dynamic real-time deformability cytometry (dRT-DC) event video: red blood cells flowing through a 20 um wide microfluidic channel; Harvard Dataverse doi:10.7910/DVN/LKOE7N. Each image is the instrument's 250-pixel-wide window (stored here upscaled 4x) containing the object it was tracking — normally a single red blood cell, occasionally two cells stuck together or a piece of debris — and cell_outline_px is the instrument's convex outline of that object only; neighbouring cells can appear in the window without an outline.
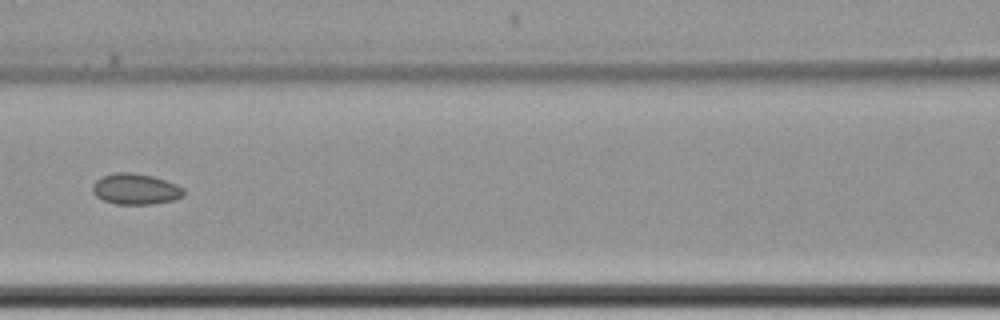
{"species": "common noctule bat (a hibernating species)", "species_latin": "Nyctalus noctula", "temperature_condition": "cold", "stored_images_in_passage": 10, "camera_frame_rate_fps": 3000, "um_per_image_px": 0.085, "animal": {"sex": "female", "body_mass_g": 22.7, "forearm_length_mm": 54.2}, "frame": {"image": 1, "passage_image": 9, "time_ms": 9.667, "image_size_px": [1000, 320], "cell_outline_px": [[184, 196], [176, 200], [152, 204], [116, 204], [104, 200], [96, 196], [92, 192], [92, 184], [96, 180], [112, 172], [132, 172], [152, 176], [176, 184], [184, 188]], "centroid_in_image_um": [11.53, 16.07], "position_along_channel_um": 155.1, "area_um2": 16.53}}
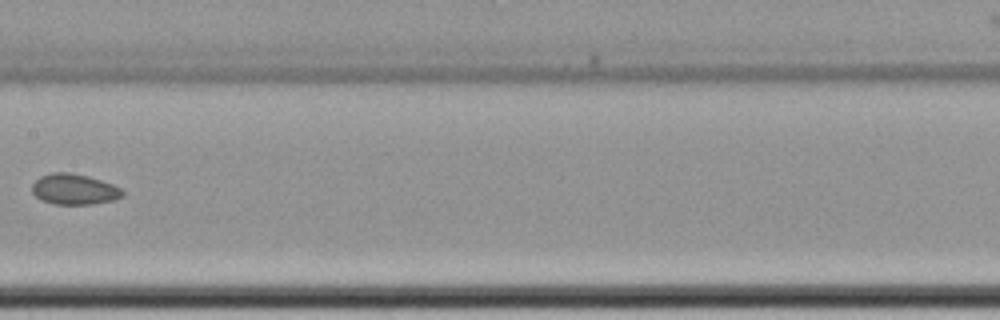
{"frame": {"image": 2, "passage_image": 10, "time_ms": 11.0, "image_size_px": [1000, 320], "cell_outline_px": [[124, 196], [112, 200], [92, 204], [56, 204], [40, 200], [32, 192], [32, 184], [40, 176], [52, 172], [68, 172], [88, 176], [112, 184], [120, 188], [124, 192]], "centroid_in_image_um": [6.29, 16.08], "position_along_channel_um": 201.1, "area_um2": 16.13}}